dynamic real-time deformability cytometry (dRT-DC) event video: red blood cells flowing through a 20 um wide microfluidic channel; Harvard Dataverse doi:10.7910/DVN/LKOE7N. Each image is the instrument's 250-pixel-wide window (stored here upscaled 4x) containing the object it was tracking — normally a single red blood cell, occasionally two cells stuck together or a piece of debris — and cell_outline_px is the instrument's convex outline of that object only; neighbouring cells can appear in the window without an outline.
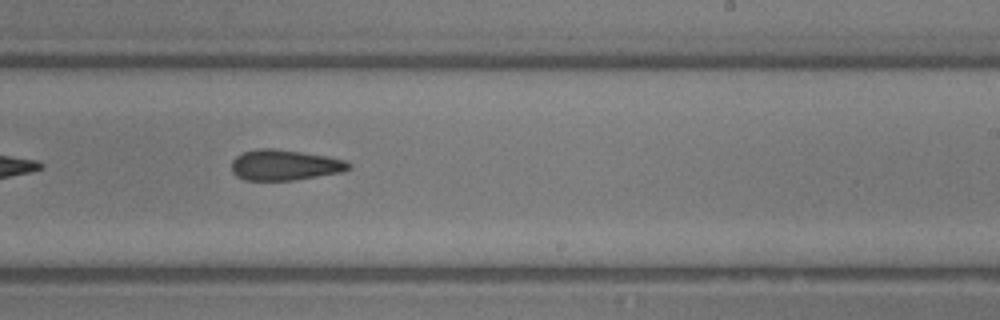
{"species": "common noctule bat (a hibernating species)", "species_latin": "Nyctalus noctula", "temperature_condition": "room temperature", "stored_images_in_passage": 25, "camera_frame_rate_fps": 3000, "um_per_image_px": 0.085, "animal": {"sex": "male", "body_mass_g": 13.3}, "frame": {"image": 1, "passage_image": 15, "time_ms": 4.667, "image_size_px": [1000, 320], "cell_outline_px": [[352, 168], [344, 172], [292, 180], [244, 180], [236, 176], [232, 172], [232, 160], [236, 156], [244, 152], [260, 148], [272, 148], [328, 156], [348, 160], [352, 164]], "centroid_in_image_um": [24.24, 14.03], "position_along_channel_um": 264.8, "area_um2": 21.04}}
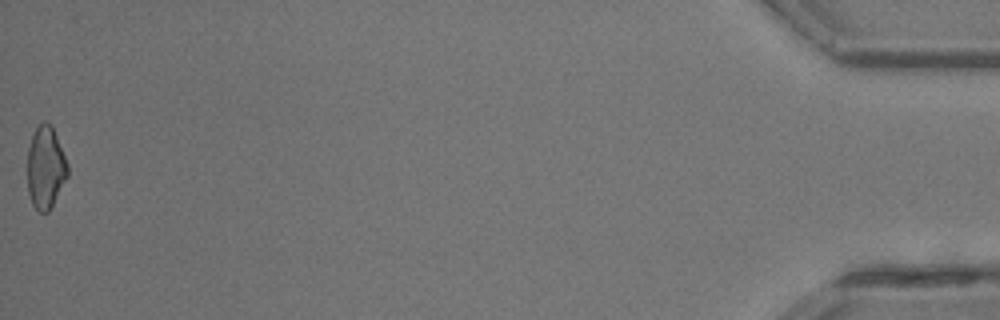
{"frame": {"image": 2, "passage_image": 25, "time_ms": 8.0, "image_size_px": [1000, 320], "cell_outline_px": [[68, 176], [48, 212], [40, 212], [32, 204], [28, 192], [28, 148], [32, 136], [36, 128], [44, 120], [52, 128], [56, 136], [68, 164]], "centroid_in_image_um": [3.87, 14.26], "position_along_channel_um": 431.3, "area_um2": 18.96}}